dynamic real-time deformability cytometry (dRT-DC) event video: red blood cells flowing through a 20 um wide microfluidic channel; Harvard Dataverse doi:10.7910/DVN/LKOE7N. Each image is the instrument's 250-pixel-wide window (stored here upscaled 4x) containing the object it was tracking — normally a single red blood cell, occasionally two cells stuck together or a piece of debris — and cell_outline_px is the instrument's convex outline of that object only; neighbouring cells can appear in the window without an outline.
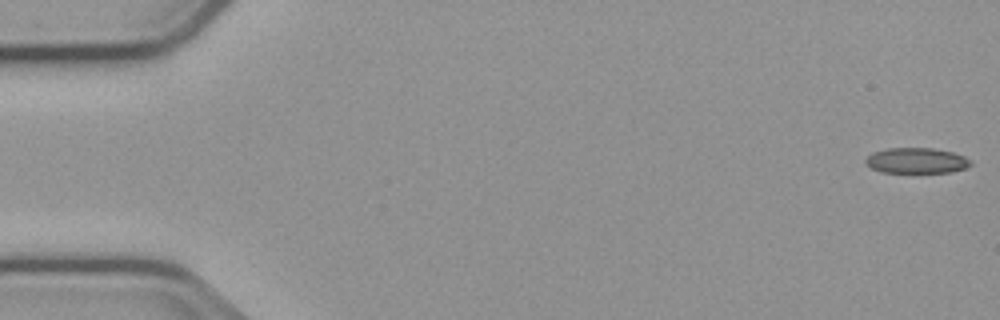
{"species": "common noctule bat (a hibernating species)", "species_latin": "Nyctalus noctula", "temperature_condition": "cold", "stored_images_in_passage": 55, "camera_frame_rate_fps": 3000, "um_per_image_px": 0.085, "animal": {"sex": "male", "body_mass_g": 23.1, "forearm_length_mm": 52.7}, "frame": {"image": 1, "passage_image": 1, "time_ms": 0.0, "image_size_px": [1000, 320], "cell_outline_px": [[972, 164], [964, 168], [948, 172], [880, 172], [872, 168], [864, 160], [872, 152], [888, 148], [932, 148], [952, 152], [964, 156], [972, 160]], "centroid_in_image_um": [77.9, 13.64], "position_along_channel_um": 7.1, "area_um2": 15.49}}
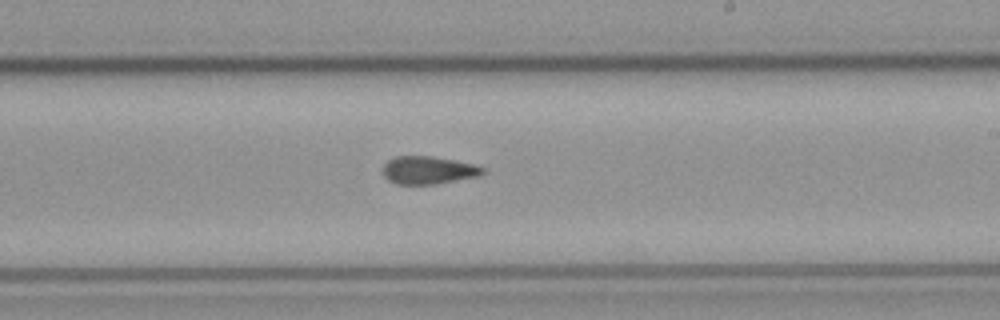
{"frame": {"image": 2, "passage_image": 32, "time_ms": 10.333, "image_size_px": [1000, 320], "cell_outline_px": [[484, 172], [476, 176], [436, 184], [396, 184], [388, 180], [384, 176], [380, 168], [388, 160], [396, 156], [432, 156], [472, 164], [484, 168]], "centroid_in_image_um": [36.31, 14.46], "position_along_channel_um": 252.7, "area_um2": 16.07}}
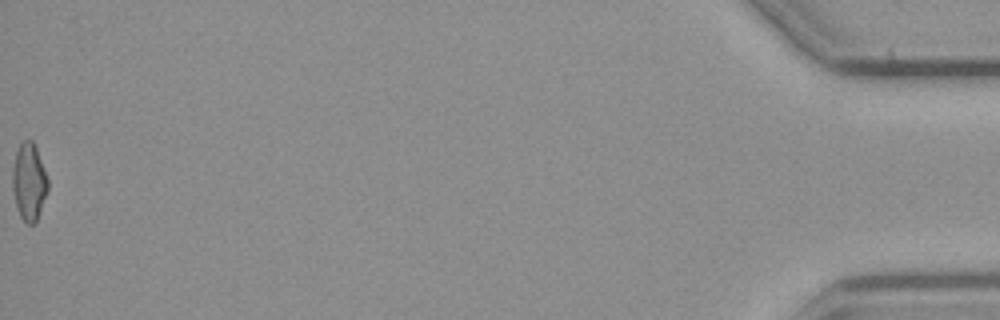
{"frame": {"image": 3, "passage_image": 55, "time_ms": 18.0, "image_size_px": [1000, 320], "cell_outline_px": [[48, 192], [36, 220], [32, 224], [28, 224], [20, 216], [16, 208], [12, 188], [12, 168], [16, 152], [20, 144], [24, 140], [32, 140], [36, 148], [44, 168], [48, 180]], "centroid_in_image_um": [2.45, 15.46], "position_along_channel_um": 432.7, "area_um2": 15.9}, "authors_computed_cell_mechanics": {"area_um2": 16.3574, "velocity_mm_per_s": 3.7675, "shape_relaxation_time_tau1_ms": null, "shape_relaxation_time_tau2_ms": 4.446, "deformation_change_tau1": null, "deformation_change_tau2": 0.1322}}